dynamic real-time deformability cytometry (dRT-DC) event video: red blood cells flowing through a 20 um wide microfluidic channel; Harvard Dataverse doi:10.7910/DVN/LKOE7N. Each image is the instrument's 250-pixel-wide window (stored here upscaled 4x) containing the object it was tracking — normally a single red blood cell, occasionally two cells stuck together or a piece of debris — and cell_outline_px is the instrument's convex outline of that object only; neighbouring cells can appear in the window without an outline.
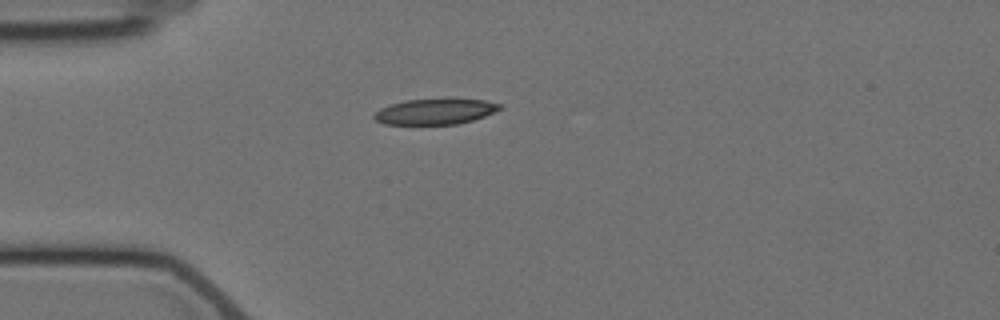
{"species": "Egyptian fruit bat (a non-hibernating species)", "species_latin": "Rousettus aegyptiacus", "temperature_condition": "cold", "stored_images_in_passage": 1, "camera_frame_rate_fps": 3000, "um_per_image_px": 0.085, "animal": {"sex": "female"}, "frame": {"image": 1, "passage_image": 1, "time_ms": 0.0, "image_size_px": [1000, 320], "cell_outline_px": [[504, 108], [484, 116], [472, 120], [456, 124], [384, 124], [376, 120], [372, 116], [380, 108], [404, 100], [448, 96], [484, 100], [500, 104]], "centroid_in_image_um": [37.03, 9.43], "position_along_channel_um": 48.0, "area_um2": 19.48}}